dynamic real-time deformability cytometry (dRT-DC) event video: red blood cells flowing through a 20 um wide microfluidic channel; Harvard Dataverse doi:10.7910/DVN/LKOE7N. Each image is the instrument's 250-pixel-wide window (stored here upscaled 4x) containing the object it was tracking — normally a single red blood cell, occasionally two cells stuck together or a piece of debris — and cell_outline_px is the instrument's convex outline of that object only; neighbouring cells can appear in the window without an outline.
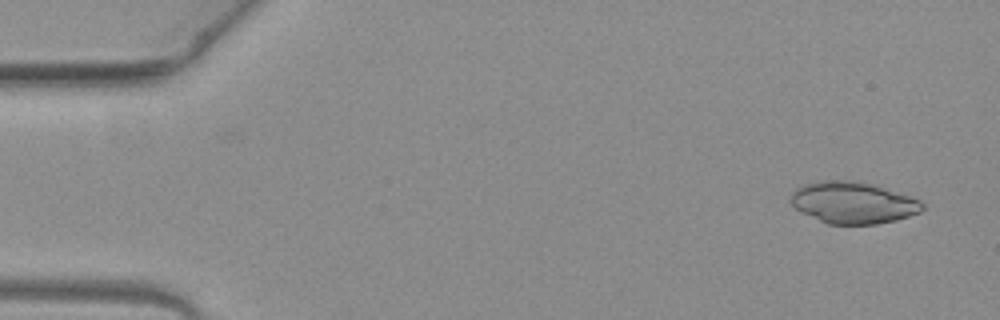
{"species": "common noctule bat (a hibernating species)", "species_latin": "Nyctalus noctula", "temperature_condition": "warm", "stored_images_in_passage": 50, "camera_frame_rate_fps": 3000, "um_per_image_px": 0.085, "animal": {"sex": "female", "body_mass_g": 19.3, "forearm_length_mm": 54.1}, "frame": {"image": 1, "passage_image": 2, "time_ms": 0.333, "image_size_px": [1000, 320], "cell_outline_px": [[924, 208], [920, 212], [896, 220], [876, 224], [828, 224], [796, 208], [792, 204], [792, 192], [796, 188], [804, 184], [820, 180], [852, 180], [876, 184], [920, 200], [924, 204]], "centroid_in_image_um": [72.55, 17.21], "position_along_channel_um": 12.5, "area_um2": 31.85}}